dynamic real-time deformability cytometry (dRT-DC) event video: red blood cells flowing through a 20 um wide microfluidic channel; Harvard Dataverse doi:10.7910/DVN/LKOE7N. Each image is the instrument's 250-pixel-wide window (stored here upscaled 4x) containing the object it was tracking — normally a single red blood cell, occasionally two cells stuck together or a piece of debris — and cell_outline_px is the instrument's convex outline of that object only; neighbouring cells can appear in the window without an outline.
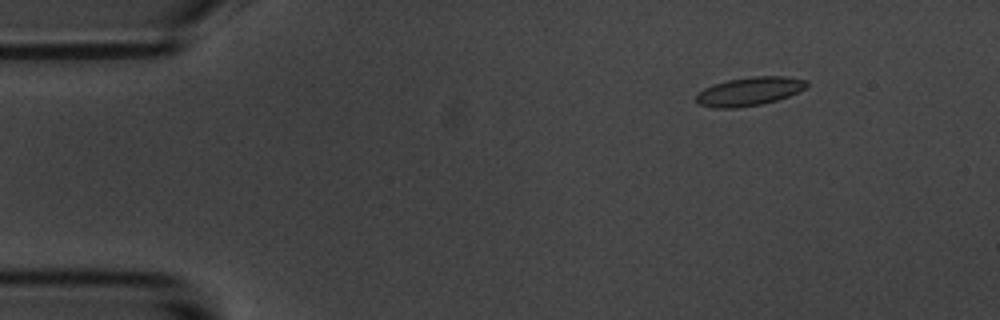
{"species": "common noctule bat (a hibernating species)", "species_latin": "Nyctalus noctula", "temperature_condition": "room temperature", "stored_images_in_passage": 15, "camera_frame_rate_fps": 3000, "um_per_image_px": 0.085, "animal": {"sex": "male", "body_mass_g": 20.1, "forearm_length_mm": 53.5}, "frame": {"image": 1, "passage_image": 7, "time_ms": 2.0, "image_size_px": [1000, 320], "cell_outline_px": [[808, 84], [804, 88], [788, 96], [776, 100], [760, 104], [736, 108], [712, 108], [700, 104], [696, 100], [696, 92], [704, 88], [728, 80], [752, 76], [784, 76], [808, 80]], "centroid_in_image_um": [63.67, 7.76], "position_along_channel_um": 21.3, "area_um2": 18.26}}